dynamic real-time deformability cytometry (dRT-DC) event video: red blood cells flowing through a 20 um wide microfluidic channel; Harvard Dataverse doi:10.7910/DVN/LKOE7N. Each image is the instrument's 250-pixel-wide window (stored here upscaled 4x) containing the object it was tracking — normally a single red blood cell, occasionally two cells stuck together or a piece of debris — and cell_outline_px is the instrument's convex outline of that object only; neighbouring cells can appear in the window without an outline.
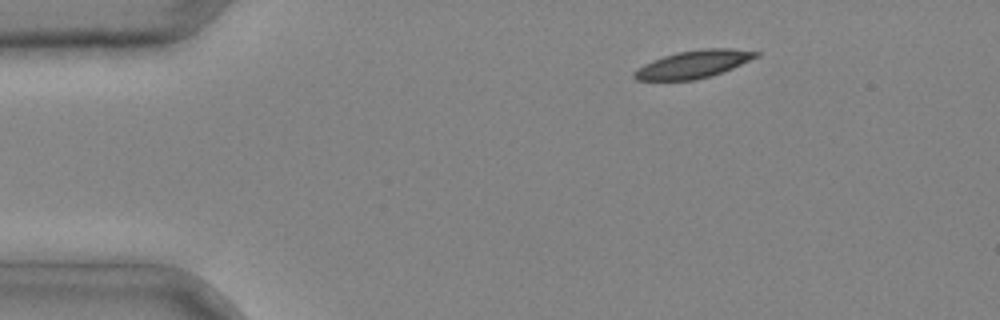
{"species": "common noctule bat (a hibernating species)", "species_latin": "Nyctalus noctula", "temperature_condition": "cold", "stored_images_in_passage": 4, "camera_frame_rate_fps": 3000, "um_per_image_px": 0.085, "animal": {"sex": "male", "body_mass_g": 20.4}, "frame": {"image": 1, "passage_image": 2, "time_ms": 0.333, "image_size_px": [1000, 320], "cell_outline_px": [[760, 56], [732, 68], [712, 76], [696, 80], [636, 80], [632, 76], [632, 72], [636, 68], [652, 60], [676, 52], [704, 48], [728, 48], [760, 52]], "centroid_in_image_um": [58.92, 5.46], "position_along_channel_um": 26.1, "area_um2": 19.77}}